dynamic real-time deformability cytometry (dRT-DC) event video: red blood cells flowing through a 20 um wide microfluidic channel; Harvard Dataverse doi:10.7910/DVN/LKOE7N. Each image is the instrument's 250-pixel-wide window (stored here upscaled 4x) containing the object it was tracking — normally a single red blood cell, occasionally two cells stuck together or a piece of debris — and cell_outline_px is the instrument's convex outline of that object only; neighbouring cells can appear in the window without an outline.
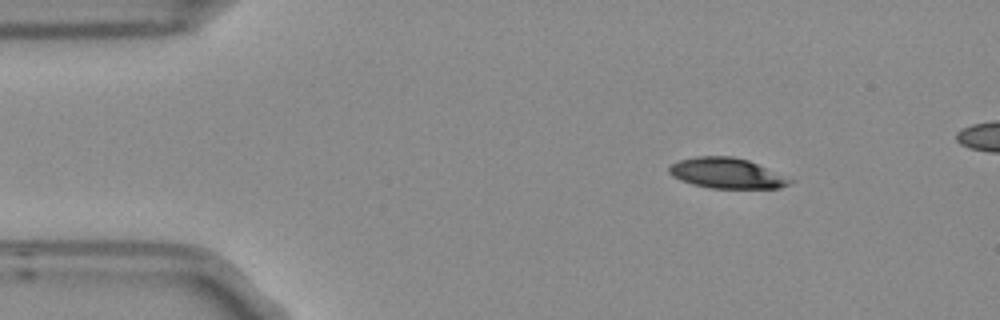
{"species": "Egyptian fruit bat (a non-hibernating species)", "species_latin": "Rousettus aegyptiacus", "temperature_condition": "room temperature", "stored_images_in_passage": 5, "segment_of_instrument_passage": [1, 2], "camera_frame_rate_fps": 3000, "um_per_image_px": 0.085, "frame": {"image": 1, "passage_image": 2, "time_ms": 0.333, "image_size_px": [1000, 320], "cell_outline_px": [[796, 180], [780, 188], [708, 188], [692, 184], [680, 180], [672, 176], [668, 172], [668, 168], [672, 164], [680, 160], [696, 156], [732, 156], [748, 160]], "centroid_in_image_um": [61.77, 14.72], "position_along_channel_um": 23.2, "area_um2": 21.44}}